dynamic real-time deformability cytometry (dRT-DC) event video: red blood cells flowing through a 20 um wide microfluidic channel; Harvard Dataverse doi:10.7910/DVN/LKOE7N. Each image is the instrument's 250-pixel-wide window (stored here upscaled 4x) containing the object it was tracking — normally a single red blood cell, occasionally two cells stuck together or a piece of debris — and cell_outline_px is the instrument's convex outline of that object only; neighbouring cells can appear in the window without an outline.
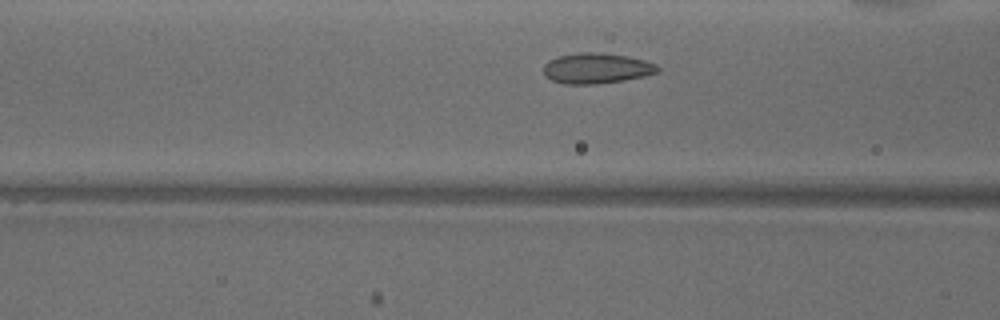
{"species": "common noctule bat (a hibernating species)", "species_latin": "Nyctalus noctula", "temperature_condition": "warm", "stored_images_in_passage": 31, "camera_frame_rate_fps": 3000, "um_per_image_px": 0.085, "animal": {"sex": "male", "body_mass_g": 18.8}, "frame": {"image": 1, "passage_image": 11, "time_ms": 3.333, "image_size_px": [1000, 320], "cell_outline_px": [[660, 72], [644, 76], [624, 80], [596, 84], [564, 84], [552, 80], [544, 76], [544, 64], [548, 60], [560, 56], [580, 52], [592, 52], [628, 56], [644, 60], [656, 64], [660, 68]], "centroid_in_image_um": [50.71, 5.81], "position_along_channel_um": 115.9, "area_um2": 20.29}}
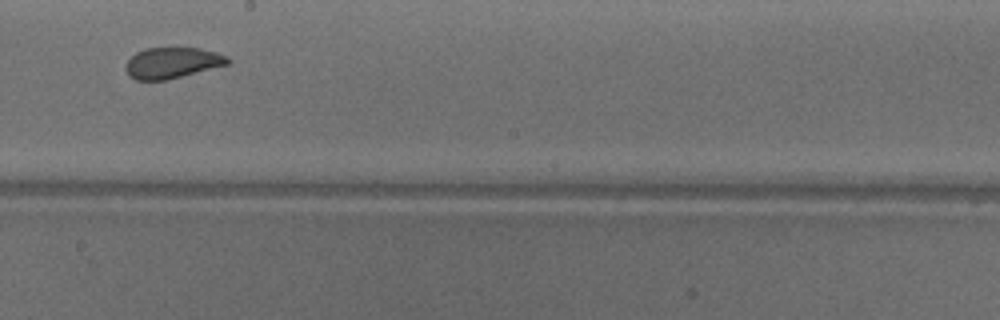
{"frame": {"image": 2, "passage_image": 20, "time_ms": 6.333, "image_size_px": [1000, 320], "cell_outline_px": [[232, 60], [228, 64], [168, 80], [136, 80], [128, 76], [124, 68], [128, 60], [136, 52], [148, 48], [200, 48], [216, 52], [228, 56]], "centroid_in_image_um": [14.64, 5.35], "position_along_channel_um": 233.6, "area_um2": 18.5}}
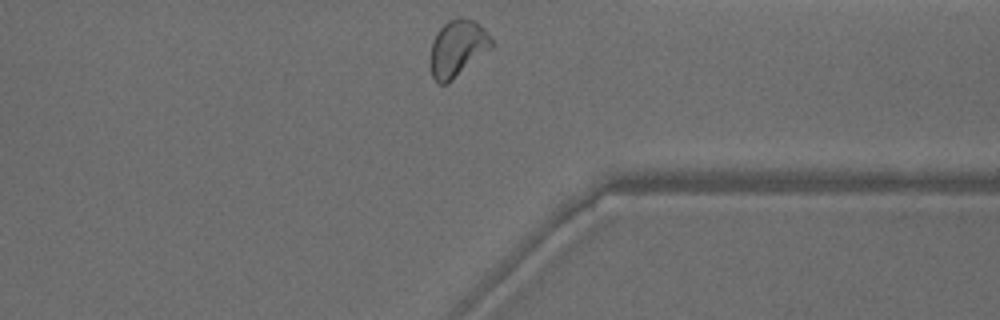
{"frame": {"image": 3, "passage_image": 31, "time_ms": 10.0, "image_size_px": [1000, 320], "cell_outline_px": [[496, 44], [492, 48], [448, 84], [440, 84], [432, 76], [428, 64], [432, 40], [436, 32], [448, 20], [456, 16], [460, 16], [472, 20], [484, 28], [488, 32]], "centroid_in_image_um": [38.88, 4.1], "position_along_channel_um": 372.5, "area_um2": 20.81}, "authors_computed_cell_mechanics": {"area_um2": 19.3052, "velocity_mm_per_s": 3.9182, "shape_relaxation_time_tau1_ms": null, "shape_relaxation_time_tau2_ms": 1.0465, "deformation_change_tau1": null, "deformation_change_tau2": 0.0576}}